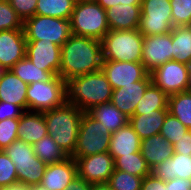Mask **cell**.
Returning a JSON list of instances; mask_svg holds the SVG:
<instances>
[{
  "label": "cell",
  "instance_id": "16",
  "mask_svg": "<svg viewBox=\"0 0 191 190\" xmlns=\"http://www.w3.org/2000/svg\"><path fill=\"white\" fill-rule=\"evenodd\" d=\"M151 83V75L148 74L143 80L114 89L110 102L126 117L130 118L134 115L137 103L141 100L145 90Z\"/></svg>",
  "mask_w": 191,
  "mask_h": 190
},
{
  "label": "cell",
  "instance_id": "44",
  "mask_svg": "<svg viewBox=\"0 0 191 190\" xmlns=\"http://www.w3.org/2000/svg\"><path fill=\"white\" fill-rule=\"evenodd\" d=\"M174 153H179L185 156L191 154V130L189 129L179 141L173 144Z\"/></svg>",
  "mask_w": 191,
  "mask_h": 190
},
{
  "label": "cell",
  "instance_id": "14",
  "mask_svg": "<svg viewBox=\"0 0 191 190\" xmlns=\"http://www.w3.org/2000/svg\"><path fill=\"white\" fill-rule=\"evenodd\" d=\"M26 57L40 69L59 75L61 47L44 40H26Z\"/></svg>",
  "mask_w": 191,
  "mask_h": 190
},
{
  "label": "cell",
  "instance_id": "50",
  "mask_svg": "<svg viewBox=\"0 0 191 190\" xmlns=\"http://www.w3.org/2000/svg\"><path fill=\"white\" fill-rule=\"evenodd\" d=\"M11 190H31V186L17 184V185L11 186Z\"/></svg>",
  "mask_w": 191,
  "mask_h": 190
},
{
  "label": "cell",
  "instance_id": "8",
  "mask_svg": "<svg viewBox=\"0 0 191 190\" xmlns=\"http://www.w3.org/2000/svg\"><path fill=\"white\" fill-rule=\"evenodd\" d=\"M26 40H44L62 46L71 35L70 20L34 15L23 23Z\"/></svg>",
  "mask_w": 191,
  "mask_h": 190
},
{
  "label": "cell",
  "instance_id": "45",
  "mask_svg": "<svg viewBox=\"0 0 191 190\" xmlns=\"http://www.w3.org/2000/svg\"><path fill=\"white\" fill-rule=\"evenodd\" d=\"M168 190H191V180L175 178L170 181H166Z\"/></svg>",
  "mask_w": 191,
  "mask_h": 190
},
{
  "label": "cell",
  "instance_id": "28",
  "mask_svg": "<svg viewBox=\"0 0 191 190\" xmlns=\"http://www.w3.org/2000/svg\"><path fill=\"white\" fill-rule=\"evenodd\" d=\"M18 184L25 186L39 185L47 165L37 156L35 161L15 162Z\"/></svg>",
  "mask_w": 191,
  "mask_h": 190
},
{
  "label": "cell",
  "instance_id": "27",
  "mask_svg": "<svg viewBox=\"0 0 191 190\" xmlns=\"http://www.w3.org/2000/svg\"><path fill=\"white\" fill-rule=\"evenodd\" d=\"M10 70L27 84L39 81L48 82L56 77L53 72L40 69L34 65L26 56L18 61Z\"/></svg>",
  "mask_w": 191,
  "mask_h": 190
},
{
  "label": "cell",
  "instance_id": "55",
  "mask_svg": "<svg viewBox=\"0 0 191 190\" xmlns=\"http://www.w3.org/2000/svg\"><path fill=\"white\" fill-rule=\"evenodd\" d=\"M88 1H95V0H75V2H88Z\"/></svg>",
  "mask_w": 191,
  "mask_h": 190
},
{
  "label": "cell",
  "instance_id": "17",
  "mask_svg": "<svg viewBox=\"0 0 191 190\" xmlns=\"http://www.w3.org/2000/svg\"><path fill=\"white\" fill-rule=\"evenodd\" d=\"M77 177L76 162L68 157L62 162L47 165L40 185L49 190H66Z\"/></svg>",
  "mask_w": 191,
  "mask_h": 190
},
{
  "label": "cell",
  "instance_id": "15",
  "mask_svg": "<svg viewBox=\"0 0 191 190\" xmlns=\"http://www.w3.org/2000/svg\"><path fill=\"white\" fill-rule=\"evenodd\" d=\"M26 38L23 29L0 31V65L10 70L26 56Z\"/></svg>",
  "mask_w": 191,
  "mask_h": 190
},
{
  "label": "cell",
  "instance_id": "20",
  "mask_svg": "<svg viewBox=\"0 0 191 190\" xmlns=\"http://www.w3.org/2000/svg\"><path fill=\"white\" fill-rule=\"evenodd\" d=\"M140 149L141 139L129 123L112 133L108 152L113 159L140 152Z\"/></svg>",
  "mask_w": 191,
  "mask_h": 190
},
{
  "label": "cell",
  "instance_id": "54",
  "mask_svg": "<svg viewBox=\"0 0 191 190\" xmlns=\"http://www.w3.org/2000/svg\"><path fill=\"white\" fill-rule=\"evenodd\" d=\"M0 190H11V186H8V187H0Z\"/></svg>",
  "mask_w": 191,
  "mask_h": 190
},
{
  "label": "cell",
  "instance_id": "39",
  "mask_svg": "<svg viewBox=\"0 0 191 190\" xmlns=\"http://www.w3.org/2000/svg\"><path fill=\"white\" fill-rule=\"evenodd\" d=\"M18 184V173L14 163L0 150V187L14 186Z\"/></svg>",
  "mask_w": 191,
  "mask_h": 190
},
{
  "label": "cell",
  "instance_id": "12",
  "mask_svg": "<svg viewBox=\"0 0 191 190\" xmlns=\"http://www.w3.org/2000/svg\"><path fill=\"white\" fill-rule=\"evenodd\" d=\"M172 33L143 36L142 59L150 74L167 61L172 60Z\"/></svg>",
  "mask_w": 191,
  "mask_h": 190
},
{
  "label": "cell",
  "instance_id": "47",
  "mask_svg": "<svg viewBox=\"0 0 191 190\" xmlns=\"http://www.w3.org/2000/svg\"><path fill=\"white\" fill-rule=\"evenodd\" d=\"M95 1L105 10L120 4V0H95Z\"/></svg>",
  "mask_w": 191,
  "mask_h": 190
},
{
  "label": "cell",
  "instance_id": "18",
  "mask_svg": "<svg viewBox=\"0 0 191 190\" xmlns=\"http://www.w3.org/2000/svg\"><path fill=\"white\" fill-rule=\"evenodd\" d=\"M141 5L118 4L106 10L109 30H135L139 28Z\"/></svg>",
  "mask_w": 191,
  "mask_h": 190
},
{
  "label": "cell",
  "instance_id": "48",
  "mask_svg": "<svg viewBox=\"0 0 191 190\" xmlns=\"http://www.w3.org/2000/svg\"><path fill=\"white\" fill-rule=\"evenodd\" d=\"M91 190H112V189L107 183H105V184H93L91 185Z\"/></svg>",
  "mask_w": 191,
  "mask_h": 190
},
{
  "label": "cell",
  "instance_id": "31",
  "mask_svg": "<svg viewBox=\"0 0 191 190\" xmlns=\"http://www.w3.org/2000/svg\"><path fill=\"white\" fill-rule=\"evenodd\" d=\"M75 3V0H37L35 14L69 20Z\"/></svg>",
  "mask_w": 191,
  "mask_h": 190
},
{
  "label": "cell",
  "instance_id": "7",
  "mask_svg": "<svg viewBox=\"0 0 191 190\" xmlns=\"http://www.w3.org/2000/svg\"><path fill=\"white\" fill-rule=\"evenodd\" d=\"M112 133L84 112L80 122L77 143L72 158H81L108 152Z\"/></svg>",
  "mask_w": 191,
  "mask_h": 190
},
{
  "label": "cell",
  "instance_id": "32",
  "mask_svg": "<svg viewBox=\"0 0 191 190\" xmlns=\"http://www.w3.org/2000/svg\"><path fill=\"white\" fill-rule=\"evenodd\" d=\"M114 170L124 171L143 178L151 174V169L143 158L141 151L114 159Z\"/></svg>",
  "mask_w": 191,
  "mask_h": 190
},
{
  "label": "cell",
  "instance_id": "21",
  "mask_svg": "<svg viewBox=\"0 0 191 190\" xmlns=\"http://www.w3.org/2000/svg\"><path fill=\"white\" fill-rule=\"evenodd\" d=\"M47 135V125L43 112L25 111L19 118V140L33 145Z\"/></svg>",
  "mask_w": 191,
  "mask_h": 190
},
{
  "label": "cell",
  "instance_id": "22",
  "mask_svg": "<svg viewBox=\"0 0 191 190\" xmlns=\"http://www.w3.org/2000/svg\"><path fill=\"white\" fill-rule=\"evenodd\" d=\"M28 84L16 76L12 70H5L0 78V101L19 105L27 111V91Z\"/></svg>",
  "mask_w": 191,
  "mask_h": 190
},
{
  "label": "cell",
  "instance_id": "37",
  "mask_svg": "<svg viewBox=\"0 0 191 190\" xmlns=\"http://www.w3.org/2000/svg\"><path fill=\"white\" fill-rule=\"evenodd\" d=\"M23 23L8 0H0V31L23 29Z\"/></svg>",
  "mask_w": 191,
  "mask_h": 190
},
{
  "label": "cell",
  "instance_id": "5",
  "mask_svg": "<svg viewBox=\"0 0 191 190\" xmlns=\"http://www.w3.org/2000/svg\"><path fill=\"white\" fill-rule=\"evenodd\" d=\"M71 34L101 41L109 31L106 10L96 1L77 2L70 17Z\"/></svg>",
  "mask_w": 191,
  "mask_h": 190
},
{
  "label": "cell",
  "instance_id": "49",
  "mask_svg": "<svg viewBox=\"0 0 191 190\" xmlns=\"http://www.w3.org/2000/svg\"><path fill=\"white\" fill-rule=\"evenodd\" d=\"M142 0H120V4L141 5Z\"/></svg>",
  "mask_w": 191,
  "mask_h": 190
},
{
  "label": "cell",
  "instance_id": "33",
  "mask_svg": "<svg viewBox=\"0 0 191 190\" xmlns=\"http://www.w3.org/2000/svg\"><path fill=\"white\" fill-rule=\"evenodd\" d=\"M32 147L35 155L46 165L62 162L68 158L49 135L33 144Z\"/></svg>",
  "mask_w": 191,
  "mask_h": 190
},
{
  "label": "cell",
  "instance_id": "52",
  "mask_svg": "<svg viewBox=\"0 0 191 190\" xmlns=\"http://www.w3.org/2000/svg\"><path fill=\"white\" fill-rule=\"evenodd\" d=\"M6 69H4L1 65H0V78L2 77L3 73L5 72Z\"/></svg>",
  "mask_w": 191,
  "mask_h": 190
},
{
  "label": "cell",
  "instance_id": "36",
  "mask_svg": "<svg viewBox=\"0 0 191 190\" xmlns=\"http://www.w3.org/2000/svg\"><path fill=\"white\" fill-rule=\"evenodd\" d=\"M3 151L13 163L35 161L36 157L32 145L19 139L15 140Z\"/></svg>",
  "mask_w": 191,
  "mask_h": 190
},
{
  "label": "cell",
  "instance_id": "46",
  "mask_svg": "<svg viewBox=\"0 0 191 190\" xmlns=\"http://www.w3.org/2000/svg\"><path fill=\"white\" fill-rule=\"evenodd\" d=\"M66 190H91V184L80 177H75Z\"/></svg>",
  "mask_w": 191,
  "mask_h": 190
},
{
  "label": "cell",
  "instance_id": "6",
  "mask_svg": "<svg viewBox=\"0 0 191 190\" xmlns=\"http://www.w3.org/2000/svg\"><path fill=\"white\" fill-rule=\"evenodd\" d=\"M27 111L45 112L67 101V82L60 75L48 82L28 84L26 91Z\"/></svg>",
  "mask_w": 191,
  "mask_h": 190
},
{
  "label": "cell",
  "instance_id": "9",
  "mask_svg": "<svg viewBox=\"0 0 191 190\" xmlns=\"http://www.w3.org/2000/svg\"><path fill=\"white\" fill-rule=\"evenodd\" d=\"M170 0H142L139 32L143 36L170 33L173 29Z\"/></svg>",
  "mask_w": 191,
  "mask_h": 190
},
{
  "label": "cell",
  "instance_id": "43",
  "mask_svg": "<svg viewBox=\"0 0 191 190\" xmlns=\"http://www.w3.org/2000/svg\"><path fill=\"white\" fill-rule=\"evenodd\" d=\"M141 190H168V186L166 185V181L150 174L143 178Z\"/></svg>",
  "mask_w": 191,
  "mask_h": 190
},
{
  "label": "cell",
  "instance_id": "4",
  "mask_svg": "<svg viewBox=\"0 0 191 190\" xmlns=\"http://www.w3.org/2000/svg\"><path fill=\"white\" fill-rule=\"evenodd\" d=\"M103 60L141 62L143 35L135 30H109L101 39Z\"/></svg>",
  "mask_w": 191,
  "mask_h": 190
},
{
  "label": "cell",
  "instance_id": "11",
  "mask_svg": "<svg viewBox=\"0 0 191 190\" xmlns=\"http://www.w3.org/2000/svg\"><path fill=\"white\" fill-rule=\"evenodd\" d=\"M73 159L77 166V176L91 185L108 183L114 172V159L109 152Z\"/></svg>",
  "mask_w": 191,
  "mask_h": 190
},
{
  "label": "cell",
  "instance_id": "26",
  "mask_svg": "<svg viewBox=\"0 0 191 190\" xmlns=\"http://www.w3.org/2000/svg\"><path fill=\"white\" fill-rule=\"evenodd\" d=\"M172 33V60L191 65V25L176 26Z\"/></svg>",
  "mask_w": 191,
  "mask_h": 190
},
{
  "label": "cell",
  "instance_id": "29",
  "mask_svg": "<svg viewBox=\"0 0 191 190\" xmlns=\"http://www.w3.org/2000/svg\"><path fill=\"white\" fill-rule=\"evenodd\" d=\"M168 95L151 83L137 103L134 114H145L153 110H168Z\"/></svg>",
  "mask_w": 191,
  "mask_h": 190
},
{
  "label": "cell",
  "instance_id": "2",
  "mask_svg": "<svg viewBox=\"0 0 191 190\" xmlns=\"http://www.w3.org/2000/svg\"><path fill=\"white\" fill-rule=\"evenodd\" d=\"M113 88L100 69L67 81V101L83 112L111 101Z\"/></svg>",
  "mask_w": 191,
  "mask_h": 190
},
{
  "label": "cell",
  "instance_id": "19",
  "mask_svg": "<svg viewBox=\"0 0 191 190\" xmlns=\"http://www.w3.org/2000/svg\"><path fill=\"white\" fill-rule=\"evenodd\" d=\"M151 174L163 181H170L175 178L191 180V157L173 153L170 159H166L154 167Z\"/></svg>",
  "mask_w": 191,
  "mask_h": 190
},
{
  "label": "cell",
  "instance_id": "24",
  "mask_svg": "<svg viewBox=\"0 0 191 190\" xmlns=\"http://www.w3.org/2000/svg\"><path fill=\"white\" fill-rule=\"evenodd\" d=\"M168 110H153L145 114H134L129 124L141 140L160 134Z\"/></svg>",
  "mask_w": 191,
  "mask_h": 190
},
{
  "label": "cell",
  "instance_id": "41",
  "mask_svg": "<svg viewBox=\"0 0 191 190\" xmlns=\"http://www.w3.org/2000/svg\"><path fill=\"white\" fill-rule=\"evenodd\" d=\"M23 22L35 15L37 0H8Z\"/></svg>",
  "mask_w": 191,
  "mask_h": 190
},
{
  "label": "cell",
  "instance_id": "30",
  "mask_svg": "<svg viewBox=\"0 0 191 190\" xmlns=\"http://www.w3.org/2000/svg\"><path fill=\"white\" fill-rule=\"evenodd\" d=\"M168 112L191 130V91L168 96Z\"/></svg>",
  "mask_w": 191,
  "mask_h": 190
},
{
  "label": "cell",
  "instance_id": "35",
  "mask_svg": "<svg viewBox=\"0 0 191 190\" xmlns=\"http://www.w3.org/2000/svg\"><path fill=\"white\" fill-rule=\"evenodd\" d=\"M188 130L189 128L168 112L162 125L160 135L173 145L177 143Z\"/></svg>",
  "mask_w": 191,
  "mask_h": 190
},
{
  "label": "cell",
  "instance_id": "25",
  "mask_svg": "<svg viewBox=\"0 0 191 190\" xmlns=\"http://www.w3.org/2000/svg\"><path fill=\"white\" fill-rule=\"evenodd\" d=\"M87 113L100 122L102 127L108 129L110 133L116 132L129 122V118L111 102L98 104L87 111Z\"/></svg>",
  "mask_w": 191,
  "mask_h": 190
},
{
  "label": "cell",
  "instance_id": "38",
  "mask_svg": "<svg viewBox=\"0 0 191 190\" xmlns=\"http://www.w3.org/2000/svg\"><path fill=\"white\" fill-rule=\"evenodd\" d=\"M173 27L191 25V0H170Z\"/></svg>",
  "mask_w": 191,
  "mask_h": 190
},
{
  "label": "cell",
  "instance_id": "40",
  "mask_svg": "<svg viewBox=\"0 0 191 190\" xmlns=\"http://www.w3.org/2000/svg\"><path fill=\"white\" fill-rule=\"evenodd\" d=\"M19 118L0 121V150H4L18 139Z\"/></svg>",
  "mask_w": 191,
  "mask_h": 190
},
{
  "label": "cell",
  "instance_id": "53",
  "mask_svg": "<svg viewBox=\"0 0 191 190\" xmlns=\"http://www.w3.org/2000/svg\"><path fill=\"white\" fill-rule=\"evenodd\" d=\"M190 70H191V65H190ZM188 90L191 91V73H190V80H189V87Z\"/></svg>",
  "mask_w": 191,
  "mask_h": 190
},
{
  "label": "cell",
  "instance_id": "10",
  "mask_svg": "<svg viewBox=\"0 0 191 190\" xmlns=\"http://www.w3.org/2000/svg\"><path fill=\"white\" fill-rule=\"evenodd\" d=\"M190 66L175 60L167 61L150 73L152 83L168 96L187 91Z\"/></svg>",
  "mask_w": 191,
  "mask_h": 190
},
{
  "label": "cell",
  "instance_id": "23",
  "mask_svg": "<svg viewBox=\"0 0 191 190\" xmlns=\"http://www.w3.org/2000/svg\"><path fill=\"white\" fill-rule=\"evenodd\" d=\"M140 151L151 170L166 159H170L174 153L173 145L160 134L141 140Z\"/></svg>",
  "mask_w": 191,
  "mask_h": 190
},
{
  "label": "cell",
  "instance_id": "42",
  "mask_svg": "<svg viewBox=\"0 0 191 190\" xmlns=\"http://www.w3.org/2000/svg\"><path fill=\"white\" fill-rule=\"evenodd\" d=\"M24 112L19 105L0 101V121L7 118H20Z\"/></svg>",
  "mask_w": 191,
  "mask_h": 190
},
{
  "label": "cell",
  "instance_id": "34",
  "mask_svg": "<svg viewBox=\"0 0 191 190\" xmlns=\"http://www.w3.org/2000/svg\"><path fill=\"white\" fill-rule=\"evenodd\" d=\"M142 181L143 177L114 170L107 184L112 190H141Z\"/></svg>",
  "mask_w": 191,
  "mask_h": 190
},
{
  "label": "cell",
  "instance_id": "13",
  "mask_svg": "<svg viewBox=\"0 0 191 190\" xmlns=\"http://www.w3.org/2000/svg\"><path fill=\"white\" fill-rule=\"evenodd\" d=\"M101 70L113 90L143 80L149 74L142 62L103 60Z\"/></svg>",
  "mask_w": 191,
  "mask_h": 190
},
{
  "label": "cell",
  "instance_id": "51",
  "mask_svg": "<svg viewBox=\"0 0 191 190\" xmlns=\"http://www.w3.org/2000/svg\"><path fill=\"white\" fill-rule=\"evenodd\" d=\"M31 190H49L43 186H41L40 184L39 185H33L31 186Z\"/></svg>",
  "mask_w": 191,
  "mask_h": 190
},
{
  "label": "cell",
  "instance_id": "3",
  "mask_svg": "<svg viewBox=\"0 0 191 190\" xmlns=\"http://www.w3.org/2000/svg\"><path fill=\"white\" fill-rule=\"evenodd\" d=\"M83 113L68 101L55 109L43 112L48 135L68 157L75 150Z\"/></svg>",
  "mask_w": 191,
  "mask_h": 190
},
{
  "label": "cell",
  "instance_id": "1",
  "mask_svg": "<svg viewBox=\"0 0 191 190\" xmlns=\"http://www.w3.org/2000/svg\"><path fill=\"white\" fill-rule=\"evenodd\" d=\"M102 63L101 41L71 34L61 46L59 75L67 82L76 76L100 70Z\"/></svg>",
  "mask_w": 191,
  "mask_h": 190
}]
</instances>
